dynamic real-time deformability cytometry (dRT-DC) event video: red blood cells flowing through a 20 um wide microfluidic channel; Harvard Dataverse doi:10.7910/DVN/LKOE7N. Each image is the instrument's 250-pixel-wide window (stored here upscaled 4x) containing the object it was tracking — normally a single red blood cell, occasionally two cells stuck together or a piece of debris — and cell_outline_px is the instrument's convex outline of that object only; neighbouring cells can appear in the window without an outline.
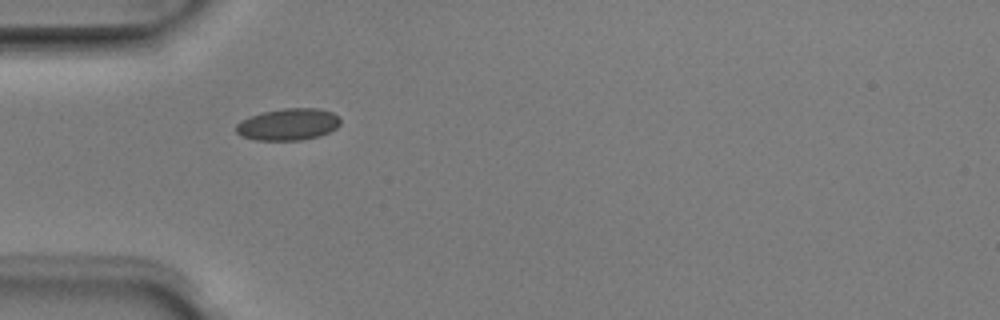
{"species": "Egyptian fruit bat (a non-hibernating species)", "species_latin": "Rousettus aegyptiacus", "temperature_condition": "room temperature", "stored_images_in_passage": 5, "camera_frame_rate_fps": 3000, "um_per_image_px": 0.085, "animal": {"sex": "male"}, "frame": {"image": 1, "passage_image": 4, "time_ms": 1.0, "image_size_px": [1000, 320], "cell_outline_px": [[340, 124], [336, 128], [320, 136], [300, 140], [256, 140], [240, 136], [236, 132], [236, 124], [240, 120], [264, 112], [284, 108], [316, 108], [332, 112], [340, 120]], "centroid_in_image_um": [24.48, 10.58], "position_along_channel_um": 60.5, "area_um2": 19.25}}
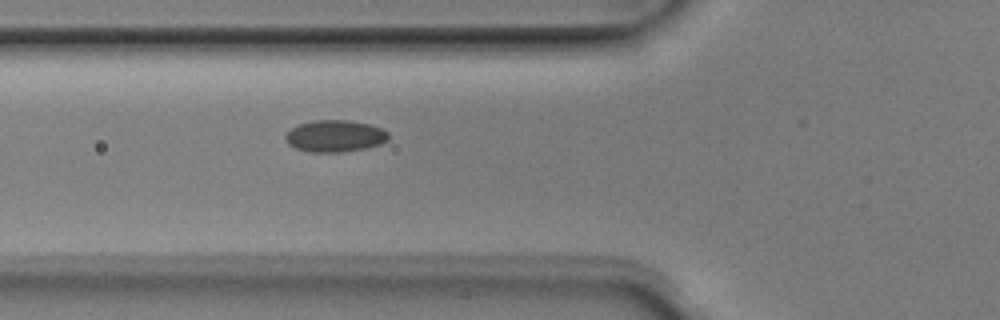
{"frame": {"image": 2, "passage_image": 5, "time_ms": 1.333, "image_size_px": [1000, 320], "cell_outline_px": [[388, 140], [380, 144], [364, 148], [340, 152], [308, 152], [296, 148], [288, 144], [284, 136], [292, 128], [300, 124], [316, 120], [348, 120], [368, 124], [380, 128], [388, 132]], "centroid_in_image_um": [28.46, 11.57], "position_along_channel_um": 97.3, "area_um2": 18.9}}